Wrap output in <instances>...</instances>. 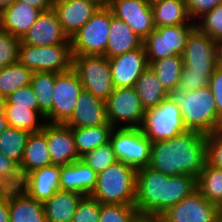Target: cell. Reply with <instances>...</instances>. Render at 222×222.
<instances>
[{
	"label": "cell",
	"mask_w": 222,
	"mask_h": 222,
	"mask_svg": "<svg viewBox=\"0 0 222 222\" xmlns=\"http://www.w3.org/2000/svg\"><path fill=\"white\" fill-rule=\"evenodd\" d=\"M197 190V178L191 175L167 176L150 167L136 172L135 207L140 217H160Z\"/></svg>",
	"instance_id": "cell-1"
},
{
	"label": "cell",
	"mask_w": 222,
	"mask_h": 222,
	"mask_svg": "<svg viewBox=\"0 0 222 222\" xmlns=\"http://www.w3.org/2000/svg\"><path fill=\"white\" fill-rule=\"evenodd\" d=\"M206 163V134L187 130L168 140L152 143L148 167L167 176L198 177Z\"/></svg>",
	"instance_id": "cell-2"
},
{
	"label": "cell",
	"mask_w": 222,
	"mask_h": 222,
	"mask_svg": "<svg viewBox=\"0 0 222 222\" xmlns=\"http://www.w3.org/2000/svg\"><path fill=\"white\" fill-rule=\"evenodd\" d=\"M168 97L181 109L187 130L203 134L222 130V120L217 114L214 96L208 86L193 91L175 89L169 92Z\"/></svg>",
	"instance_id": "cell-3"
},
{
	"label": "cell",
	"mask_w": 222,
	"mask_h": 222,
	"mask_svg": "<svg viewBox=\"0 0 222 222\" xmlns=\"http://www.w3.org/2000/svg\"><path fill=\"white\" fill-rule=\"evenodd\" d=\"M136 172L135 168L116 161L97 174L96 187L91 196L101 204L134 205Z\"/></svg>",
	"instance_id": "cell-4"
},
{
	"label": "cell",
	"mask_w": 222,
	"mask_h": 222,
	"mask_svg": "<svg viewBox=\"0 0 222 222\" xmlns=\"http://www.w3.org/2000/svg\"><path fill=\"white\" fill-rule=\"evenodd\" d=\"M71 44L32 46L20 42L18 62L34 72H66L72 68Z\"/></svg>",
	"instance_id": "cell-5"
},
{
	"label": "cell",
	"mask_w": 222,
	"mask_h": 222,
	"mask_svg": "<svg viewBox=\"0 0 222 222\" xmlns=\"http://www.w3.org/2000/svg\"><path fill=\"white\" fill-rule=\"evenodd\" d=\"M110 28V8L102 4L71 38L72 55L104 56Z\"/></svg>",
	"instance_id": "cell-6"
},
{
	"label": "cell",
	"mask_w": 222,
	"mask_h": 222,
	"mask_svg": "<svg viewBox=\"0 0 222 222\" xmlns=\"http://www.w3.org/2000/svg\"><path fill=\"white\" fill-rule=\"evenodd\" d=\"M72 56V69L77 73L84 90L106 101L115 90L109 59L96 55Z\"/></svg>",
	"instance_id": "cell-7"
},
{
	"label": "cell",
	"mask_w": 222,
	"mask_h": 222,
	"mask_svg": "<svg viewBox=\"0 0 222 222\" xmlns=\"http://www.w3.org/2000/svg\"><path fill=\"white\" fill-rule=\"evenodd\" d=\"M115 158L136 170L148 167L152 142L141 128L114 127L110 135Z\"/></svg>",
	"instance_id": "cell-8"
},
{
	"label": "cell",
	"mask_w": 222,
	"mask_h": 222,
	"mask_svg": "<svg viewBox=\"0 0 222 222\" xmlns=\"http://www.w3.org/2000/svg\"><path fill=\"white\" fill-rule=\"evenodd\" d=\"M140 128L152 143L172 139L187 131L181 109L169 97L145 111Z\"/></svg>",
	"instance_id": "cell-9"
},
{
	"label": "cell",
	"mask_w": 222,
	"mask_h": 222,
	"mask_svg": "<svg viewBox=\"0 0 222 222\" xmlns=\"http://www.w3.org/2000/svg\"><path fill=\"white\" fill-rule=\"evenodd\" d=\"M195 22L177 26L156 27L143 41L148 63L162 58L182 55Z\"/></svg>",
	"instance_id": "cell-10"
},
{
	"label": "cell",
	"mask_w": 222,
	"mask_h": 222,
	"mask_svg": "<svg viewBox=\"0 0 222 222\" xmlns=\"http://www.w3.org/2000/svg\"><path fill=\"white\" fill-rule=\"evenodd\" d=\"M105 102L107 118L113 127L140 128L142 126L146 109L142 106L134 87L115 88Z\"/></svg>",
	"instance_id": "cell-11"
},
{
	"label": "cell",
	"mask_w": 222,
	"mask_h": 222,
	"mask_svg": "<svg viewBox=\"0 0 222 222\" xmlns=\"http://www.w3.org/2000/svg\"><path fill=\"white\" fill-rule=\"evenodd\" d=\"M83 89L81 80L72 68L66 72H56L53 106L45 116L46 122L65 124L73 114L77 99Z\"/></svg>",
	"instance_id": "cell-12"
},
{
	"label": "cell",
	"mask_w": 222,
	"mask_h": 222,
	"mask_svg": "<svg viewBox=\"0 0 222 222\" xmlns=\"http://www.w3.org/2000/svg\"><path fill=\"white\" fill-rule=\"evenodd\" d=\"M183 66L191 72L204 73L210 78L218 66V41L213 40L195 27L181 55Z\"/></svg>",
	"instance_id": "cell-13"
},
{
	"label": "cell",
	"mask_w": 222,
	"mask_h": 222,
	"mask_svg": "<svg viewBox=\"0 0 222 222\" xmlns=\"http://www.w3.org/2000/svg\"><path fill=\"white\" fill-rule=\"evenodd\" d=\"M218 213L219 206L196 190L158 218L160 222H217Z\"/></svg>",
	"instance_id": "cell-14"
},
{
	"label": "cell",
	"mask_w": 222,
	"mask_h": 222,
	"mask_svg": "<svg viewBox=\"0 0 222 222\" xmlns=\"http://www.w3.org/2000/svg\"><path fill=\"white\" fill-rule=\"evenodd\" d=\"M106 5L143 41L156 29L149 0H109Z\"/></svg>",
	"instance_id": "cell-15"
},
{
	"label": "cell",
	"mask_w": 222,
	"mask_h": 222,
	"mask_svg": "<svg viewBox=\"0 0 222 222\" xmlns=\"http://www.w3.org/2000/svg\"><path fill=\"white\" fill-rule=\"evenodd\" d=\"M41 131L46 135L52 165L66 166L81 159L70 126L63 123L45 122Z\"/></svg>",
	"instance_id": "cell-16"
},
{
	"label": "cell",
	"mask_w": 222,
	"mask_h": 222,
	"mask_svg": "<svg viewBox=\"0 0 222 222\" xmlns=\"http://www.w3.org/2000/svg\"><path fill=\"white\" fill-rule=\"evenodd\" d=\"M102 5L99 0H53V9L69 39Z\"/></svg>",
	"instance_id": "cell-17"
},
{
	"label": "cell",
	"mask_w": 222,
	"mask_h": 222,
	"mask_svg": "<svg viewBox=\"0 0 222 222\" xmlns=\"http://www.w3.org/2000/svg\"><path fill=\"white\" fill-rule=\"evenodd\" d=\"M109 65L115 88L134 87L149 66L144 44L120 56L110 58Z\"/></svg>",
	"instance_id": "cell-18"
},
{
	"label": "cell",
	"mask_w": 222,
	"mask_h": 222,
	"mask_svg": "<svg viewBox=\"0 0 222 222\" xmlns=\"http://www.w3.org/2000/svg\"><path fill=\"white\" fill-rule=\"evenodd\" d=\"M21 42L32 46L71 44L53 8L40 13L37 20L21 39Z\"/></svg>",
	"instance_id": "cell-19"
},
{
	"label": "cell",
	"mask_w": 222,
	"mask_h": 222,
	"mask_svg": "<svg viewBox=\"0 0 222 222\" xmlns=\"http://www.w3.org/2000/svg\"><path fill=\"white\" fill-rule=\"evenodd\" d=\"M60 166L48 165L35 169L23 177L21 188L28 196L44 203L61 191Z\"/></svg>",
	"instance_id": "cell-20"
},
{
	"label": "cell",
	"mask_w": 222,
	"mask_h": 222,
	"mask_svg": "<svg viewBox=\"0 0 222 222\" xmlns=\"http://www.w3.org/2000/svg\"><path fill=\"white\" fill-rule=\"evenodd\" d=\"M109 123L106 102L84 90L79 95L73 114L65 123L70 127L88 128Z\"/></svg>",
	"instance_id": "cell-21"
},
{
	"label": "cell",
	"mask_w": 222,
	"mask_h": 222,
	"mask_svg": "<svg viewBox=\"0 0 222 222\" xmlns=\"http://www.w3.org/2000/svg\"><path fill=\"white\" fill-rule=\"evenodd\" d=\"M41 11L22 1H14L0 12V29L22 39Z\"/></svg>",
	"instance_id": "cell-22"
},
{
	"label": "cell",
	"mask_w": 222,
	"mask_h": 222,
	"mask_svg": "<svg viewBox=\"0 0 222 222\" xmlns=\"http://www.w3.org/2000/svg\"><path fill=\"white\" fill-rule=\"evenodd\" d=\"M97 173L81 159L61 166L60 187L63 191L91 195L96 187Z\"/></svg>",
	"instance_id": "cell-23"
},
{
	"label": "cell",
	"mask_w": 222,
	"mask_h": 222,
	"mask_svg": "<svg viewBox=\"0 0 222 222\" xmlns=\"http://www.w3.org/2000/svg\"><path fill=\"white\" fill-rule=\"evenodd\" d=\"M143 45V40L121 19L113 16L110 9V28L104 56L108 59L135 50Z\"/></svg>",
	"instance_id": "cell-24"
},
{
	"label": "cell",
	"mask_w": 222,
	"mask_h": 222,
	"mask_svg": "<svg viewBox=\"0 0 222 222\" xmlns=\"http://www.w3.org/2000/svg\"><path fill=\"white\" fill-rule=\"evenodd\" d=\"M10 222H47L42 202L22 189H9Z\"/></svg>",
	"instance_id": "cell-25"
},
{
	"label": "cell",
	"mask_w": 222,
	"mask_h": 222,
	"mask_svg": "<svg viewBox=\"0 0 222 222\" xmlns=\"http://www.w3.org/2000/svg\"><path fill=\"white\" fill-rule=\"evenodd\" d=\"M51 165L46 135L40 131L31 133L27 139L23 157L20 163L22 177L35 169Z\"/></svg>",
	"instance_id": "cell-26"
},
{
	"label": "cell",
	"mask_w": 222,
	"mask_h": 222,
	"mask_svg": "<svg viewBox=\"0 0 222 222\" xmlns=\"http://www.w3.org/2000/svg\"><path fill=\"white\" fill-rule=\"evenodd\" d=\"M84 195L69 191H59L46 200L44 211L47 222H71L77 206Z\"/></svg>",
	"instance_id": "cell-27"
},
{
	"label": "cell",
	"mask_w": 222,
	"mask_h": 222,
	"mask_svg": "<svg viewBox=\"0 0 222 222\" xmlns=\"http://www.w3.org/2000/svg\"><path fill=\"white\" fill-rule=\"evenodd\" d=\"M155 27L188 24L191 20L184 0H158L151 2Z\"/></svg>",
	"instance_id": "cell-28"
},
{
	"label": "cell",
	"mask_w": 222,
	"mask_h": 222,
	"mask_svg": "<svg viewBox=\"0 0 222 222\" xmlns=\"http://www.w3.org/2000/svg\"><path fill=\"white\" fill-rule=\"evenodd\" d=\"M134 88L146 110L158 106L169 95L150 66L137 79Z\"/></svg>",
	"instance_id": "cell-29"
},
{
	"label": "cell",
	"mask_w": 222,
	"mask_h": 222,
	"mask_svg": "<svg viewBox=\"0 0 222 222\" xmlns=\"http://www.w3.org/2000/svg\"><path fill=\"white\" fill-rule=\"evenodd\" d=\"M78 155L81 158L86 153L110 142L113 126L110 123L96 127H71Z\"/></svg>",
	"instance_id": "cell-30"
},
{
	"label": "cell",
	"mask_w": 222,
	"mask_h": 222,
	"mask_svg": "<svg viewBox=\"0 0 222 222\" xmlns=\"http://www.w3.org/2000/svg\"><path fill=\"white\" fill-rule=\"evenodd\" d=\"M149 66L168 93L178 89L183 68V59L181 55L151 61Z\"/></svg>",
	"instance_id": "cell-31"
},
{
	"label": "cell",
	"mask_w": 222,
	"mask_h": 222,
	"mask_svg": "<svg viewBox=\"0 0 222 222\" xmlns=\"http://www.w3.org/2000/svg\"><path fill=\"white\" fill-rule=\"evenodd\" d=\"M56 72H34L31 77V88L37 98L39 115L44 118L52 110L53 90Z\"/></svg>",
	"instance_id": "cell-32"
},
{
	"label": "cell",
	"mask_w": 222,
	"mask_h": 222,
	"mask_svg": "<svg viewBox=\"0 0 222 222\" xmlns=\"http://www.w3.org/2000/svg\"><path fill=\"white\" fill-rule=\"evenodd\" d=\"M197 190L209 202L219 206L222 203V169L206 162L197 177Z\"/></svg>",
	"instance_id": "cell-33"
},
{
	"label": "cell",
	"mask_w": 222,
	"mask_h": 222,
	"mask_svg": "<svg viewBox=\"0 0 222 222\" xmlns=\"http://www.w3.org/2000/svg\"><path fill=\"white\" fill-rule=\"evenodd\" d=\"M32 74L19 62L0 68V96L6 98L18 88L29 85Z\"/></svg>",
	"instance_id": "cell-34"
},
{
	"label": "cell",
	"mask_w": 222,
	"mask_h": 222,
	"mask_svg": "<svg viewBox=\"0 0 222 222\" xmlns=\"http://www.w3.org/2000/svg\"><path fill=\"white\" fill-rule=\"evenodd\" d=\"M5 114L9 126L25 130L29 133L40 132L45 124L44 119L36 111L28 108L16 107L14 104H6Z\"/></svg>",
	"instance_id": "cell-35"
},
{
	"label": "cell",
	"mask_w": 222,
	"mask_h": 222,
	"mask_svg": "<svg viewBox=\"0 0 222 222\" xmlns=\"http://www.w3.org/2000/svg\"><path fill=\"white\" fill-rule=\"evenodd\" d=\"M30 134L25 130L9 126L0 134V152L20 166Z\"/></svg>",
	"instance_id": "cell-36"
},
{
	"label": "cell",
	"mask_w": 222,
	"mask_h": 222,
	"mask_svg": "<svg viewBox=\"0 0 222 222\" xmlns=\"http://www.w3.org/2000/svg\"><path fill=\"white\" fill-rule=\"evenodd\" d=\"M139 218L135 205L101 204L98 222H136Z\"/></svg>",
	"instance_id": "cell-37"
},
{
	"label": "cell",
	"mask_w": 222,
	"mask_h": 222,
	"mask_svg": "<svg viewBox=\"0 0 222 222\" xmlns=\"http://www.w3.org/2000/svg\"><path fill=\"white\" fill-rule=\"evenodd\" d=\"M81 160L91 167L97 174L117 161L110 142L89 151L81 157Z\"/></svg>",
	"instance_id": "cell-38"
},
{
	"label": "cell",
	"mask_w": 222,
	"mask_h": 222,
	"mask_svg": "<svg viewBox=\"0 0 222 222\" xmlns=\"http://www.w3.org/2000/svg\"><path fill=\"white\" fill-rule=\"evenodd\" d=\"M22 180L19 165L0 152V188L20 189Z\"/></svg>",
	"instance_id": "cell-39"
},
{
	"label": "cell",
	"mask_w": 222,
	"mask_h": 222,
	"mask_svg": "<svg viewBox=\"0 0 222 222\" xmlns=\"http://www.w3.org/2000/svg\"><path fill=\"white\" fill-rule=\"evenodd\" d=\"M196 27L215 41L222 40V3L199 18Z\"/></svg>",
	"instance_id": "cell-40"
},
{
	"label": "cell",
	"mask_w": 222,
	"mask_h": 222,
	"mask_svg": "<svg viewBox=\"0 0 222 222\" xmlns=\"http://www.w3.org/2000/svg\"><path fill=\"white\" fill-rule=\"evenodd\" d=\"M21 40L0 29V68L18 62Z\"/></svg>",
	"instance_id": "cell-41"
},
{
	"label": "cell",
	"mask_w": 222,
	"mask_h": 222,
	"mask_svg": "<svg viewBox=\"0 0 222 222\" xmlns=\"http://www.w3.org/2000/svg\"><path fill=\"white\" fill-rule=\"evenodd\" d=\"M101 203L91 195H85L79 202L71 222H98Z\"/></svg>",
	"instance_id": "cell-42"
},
{
	"label": "cell",
	"mask_w": 222,
	"mask_h": 222,
	"mask_svg": "<svg viewBox=\"0 0 222 222\" xmlns=\"http://www.w3.org/2000/svg\"><path fill=\"white\" fill-rule=\"evenodd\" d=\"M206 162L222 169V130L206 134Z\"/></svg>",
	"instance_id": "cell-43"
},
{
	"label": "cell",
	"mask_w": 222,
	"mask_h": 222,
	"mask_svg": "<svg viewBox=\"0 0 222 222\" xmlns=\"http://www.w3.org/2000/svg\"><path fill=\"white\" fill-rule=\"evenodd\" d=\"M5 99L6 104H14L16 107L28 108L39 114L38 101L30 84L18 88Z\"/></svg>",
	"instance_id": "cell-44"
},
{
	"label": "cell",
	"mask_w": 222,
	"mask_h": 222,
	"mask_svg": "<svg viewBox=\"0 0 222 222\" xmlns=\"http://www.w3.org/2000/svg\"><path fill=\"white\" fill-rule=\"evenodd\" d=\"M209 79L204 73L191 72L183 66L178 89L183 91L202 89L209 85Z\"/></svg>",
	"instance_id": "cell-45"
},
{
	"label": "cell",
	"mask_w": 222,
	"mask_h": 222,
	"mask_svg": "<svg viewBox=\"0 0 222 222\" xmlns=\"http://www.w3.org/2000/svg\"><path fill=\"white\" fill-rule=\"evenodd\" d=\"M187 5L188 13L191 19H199L217 5L222 3V0H184Z\"/></svg>",
	"instance_id": "cell-46"
},
{
	"label": "cell",
	"mask_w": 222,
	"mask_h": 222,
	"mask_svg": "<svg viewBox=\"0 0 222 222\" xmlns=\"http://www.w3.org/2000/svg\"><path fill=\"white\" fill-rule=\"evenodd\" d=\"M216 104V110L219 118L222 120V67L217 66L210 76L209 85Z\"/></svg>",
	"instance_id": "cell-47"
},
{
	"label": "cell",
	"mask_w": 222,
	"mask_h": 222,
	"mask_svg": "<svg viewBox=\"0 0 222 222\" xmlns=\"http://www.w3.org/2000/svg\"><path fill=\"white\" fill-rule=\"evenodd\" d=\"M0 222H10L9 189L0 193Z\"/></svg>",
	"instance_id": "cell-48"
},
{
	"label": "cell",
	"mask_w": 222,
	"mask_h": 222,
	"mask_svg": "<svg viewBox=\"0 0 222 222\" xmlns=\"http://www.w3.org/2000/svg\"><path fill=\"white\" fill-rule=\"evenodd\" d=\"M28 3L30 6L42 11H47L53 8V0H15Z\"/></svg>",
	"instance_id": "cell-49"
},
{
	"label": "cell",
	"mask_w": 222,
	"mask_h": 222,
	"mask_svg": "<svg viewBox=\"0 0 222 222\" xmlns=\"http://www.w3.org/2000/svg\"><path fill=\"white\" fill-rule=\"evenodd\" d=\"M9 127L6 114L0 115V134Z\"/></svg>",
	"instance_id": "cell-50"
},
{
	"label": "cell",
	"mask_w": 222,
	"mask_h": 222,
	"mask_svg": "<svg viewBox=\"0 0 222 222\" xmlns=\"http://www.w3.org/2000/svg\"><path fill=\"white\" fill-rule=\"evenodd\" d=\"M218 66L222 67V40L218 41Z\"/></svg>",
	"instance_id": "cell-51"
},
{
	"label": "cell",
	"mask_w": 222,
	"mask_h": 222,
	"mask_svg": "<svg viewBox=\"0 0 222 222\" xmlns=\"http://www.w3.org/2000/svg\"><path fill=\"white\" fill-rule=\"evenodd\" d=\"M15 0H0V12L10 6Z\"/></svg>",
	"instance_id": "cell-52"
},
{
	"label": "cell",
	"mask_w": 222,
	"mask_h": 222,
	"mask_svg": "<svg viewBox=\"0 0 222 222\" xmlns=\"http://www.w3.org/2000/svg\"><path fill=\"white\" fill-rule=\"evenodd\" d=\"M136 222H160L159 218L140 217Z\"/></svg>",
	"instance_id": "cell-53"
},
{
	"label": "cell",
	"mask_w": 222,
	"mask_h": 222,
	"mask_svg": "<svg viewBox=\"0 0 222 222\" xmlns=\"http://www.w3.org/2000/svg\"><path fill=\"white\" fill-rule=\"evenodd\" d=\"M6 99L0 96V115L5 114Z\"/></svg>",
	"instance_id": "cell-54"
},
{
	"label": "cell",
	"mask_w": 222,
	"mask_h": 222,
	"mask_svg": "<svg viewBox=\"0 0 222 222\" xmlns=\"http://www.w3.org/2000/svg\"><path fill=\"white\" fill-rule=\"evenodd\" d=\"M217 222H222V210H219Z\"/></svg>",
	"instance_id": "cell-55"
},
{
	"label": "cell",
	"mask_w": 222,
	"mask_h": 222,
	"mask_svg": "<svg viewBox=\"0 0 222 222\" xmlns=\"http://www.w3.org/2000/svg\"><path fill=\"white\" fill-rule=\"evenodd\" d=\"M102 4H106L109 0H99Z\"/></svg>",
	"instance_id": "cell-56"
},
{
	"label": "cell",
	"mask_w": 222,
	"mask_h": 222,
	"mask_svg": "<svg viewBox=\"0 0 222 222\" xmlns=\"http://www.w3.org/2000/svg\"><path fill=\"white\" fill-rule=\"evenodd\" d=\"M219 210H222V203L219 205Z\"/></svg>",
	"instance_id": "cell-57"
}]
</instances>
